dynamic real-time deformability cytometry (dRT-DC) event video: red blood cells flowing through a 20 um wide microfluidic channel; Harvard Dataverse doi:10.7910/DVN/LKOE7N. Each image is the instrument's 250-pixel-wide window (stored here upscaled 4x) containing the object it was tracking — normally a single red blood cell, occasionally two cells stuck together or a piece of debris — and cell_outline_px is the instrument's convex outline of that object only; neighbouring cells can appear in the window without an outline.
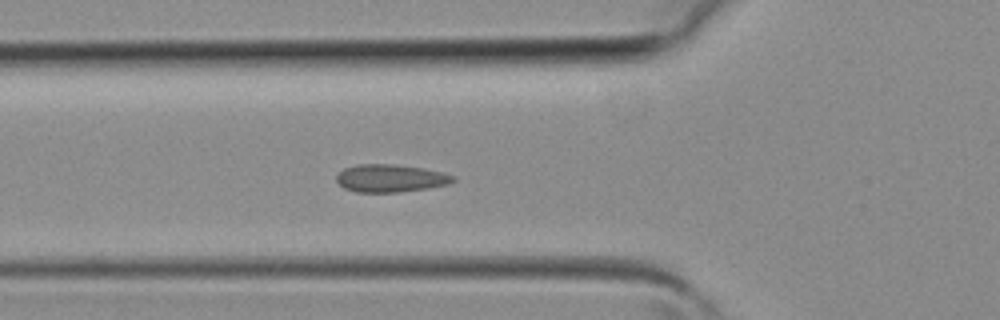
{"species": "common noctule bat (a hibernating species)", "species_latin": "Nyctalus noctula", "temperature_condition": "room temperature", "stored_images_in_passage": 28, "camera_frame_rate_fps": 3000, "um_per_image_px": 0.085, "animal": {"sex": "female", "body_mass_g": 19.3, "forearm_length_mm": 54.1}, "frame": {"image": 1, "passage_image": 2, "time_ms": 0.333, "image_size_px": [1000, 320], "cell_outline_px": [[456, 180], [448, 184], [428, 188], [400, 192], [356, 192], [344, 188], [336, 180], [336, 176], [344, 168], [356, 164], [396, 164], [424, 168], [444, 172], [456, 176]], "centroid_in_image_um": [33.22, 15.14], "position_along_channel_um": 92.6, "area_um2": 19.02}}
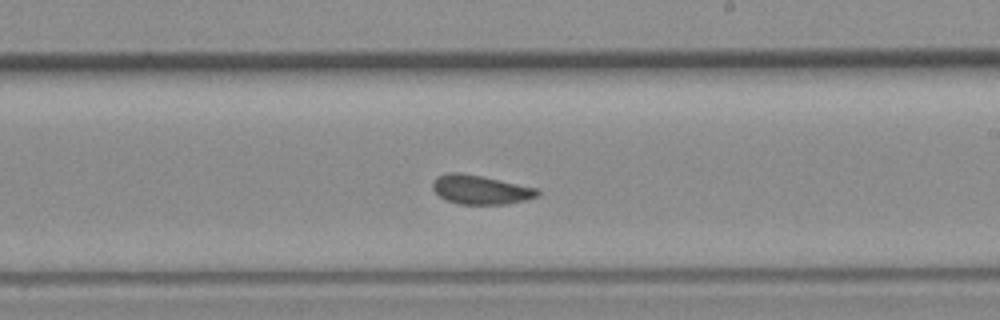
{"frame": {"image": 2, "passage_image": 11, "time_ms": 3.333, "image_size_px": [1000, 320], "cell_outline_px": [[540, 196], [508, 204], [460, 204], [444, 200], [432, 188], [432, 180], [436, 176], [448, 172], [460, 172], [480, 176], [536, 188], [540, 192]], "centroid_in_image_um": [40.8, 16.12], "position_along_channel_um": 248.2, "area_um2": 17.74}}
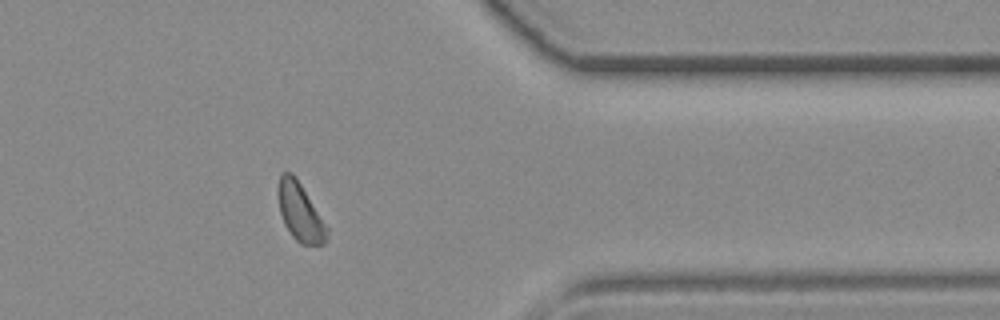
{"frame": {"image": 3, "passage_image": 20, "time_ms": 6.333, "image_size_px": [1000, 320], "cell_outline_px": [[328, 240], [324, 244], [300, 244], [292, 236], [284, 224], [280, 212], [280, 172], [292, 172], [300, 184], [328, 228]], "centroid_in_image_um": [25.54, 18.08], "position_along_channel_um": 385.9, "area_um2": 15.9}}